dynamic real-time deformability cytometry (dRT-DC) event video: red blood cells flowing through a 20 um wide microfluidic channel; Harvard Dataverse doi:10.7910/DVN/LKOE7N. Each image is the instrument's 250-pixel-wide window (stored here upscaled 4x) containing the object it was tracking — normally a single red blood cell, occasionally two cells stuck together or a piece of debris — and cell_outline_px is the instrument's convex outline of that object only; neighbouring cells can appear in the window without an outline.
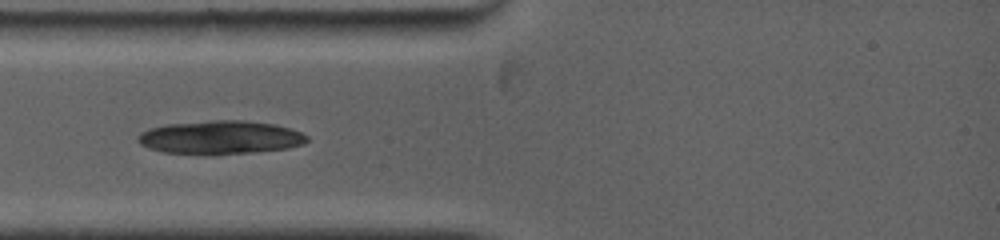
{"species": "common noctule bat (a hibernating species)", "species_latin": "Nyctalus noctula", "temperature_condition": "warm", "stored_images_in_passage": 8, "camera_frame_rate_fps": 5000, "um_per_image_px": 0.085, "animal": {"sex": "female", "body_mass_g": 19.0, "forearm_length_mm": 53.3}, "frame": {"image": 1, "passage_image": 1, "time_ms": 0.0, "image_size_px": [1000, 240], "cell_outline_px": [[308, 140], [304, 144], [288, 148], [256, 152], [204, 156], [164, 152], [148, 148], [140, 144], [136, 140], [136, 136], [140, 132], [148, 128], [168, 124], [216, 120], [244, 120], [276, 124], [300, 132], [308, 136]], "centroid_in_image_um": [18.69, 11.7], "position_along_channel_um": 66.3, "area_um2": 33.58}}
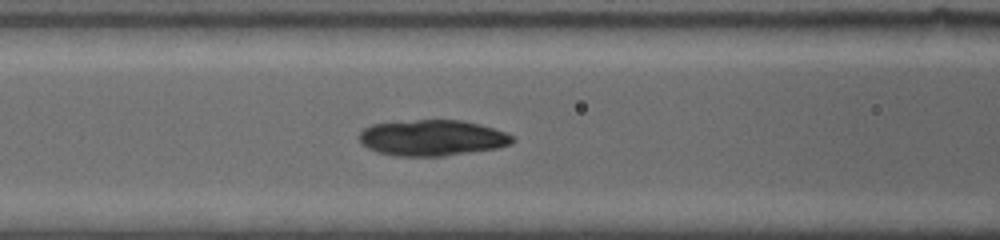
{"frame": {"image": 2, "passage_image": 5, "time_ms": 1.6, "image_size_px": [1000, 240], "cell_outline_px": [[516, 140], [512, 144], [496, 148], [444, 156], [396, 156], [376, 152], [360, 144], [360, 132], [364, 128], [372, 124], [416, 120], [464, 120], [480, 124], [504, 132], [512, 136]], "centroid_in_image_um": [36.73, 11.72], "position_along_channel_um": 129.9, "area_um2": 32.08}}
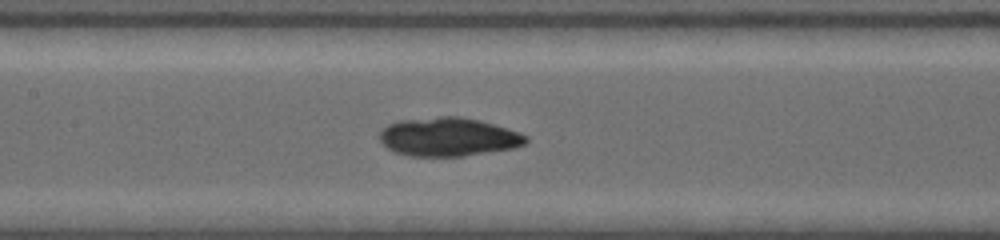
{"frame": {"image": 3, "passage_image": 8, "time_ms": 2.6, "image_size_px": [1000, 240], "cell_outline_px": [[528, 140], [524, 144], [516, 148], [464, 156], [408, 156], [396, 152], [388, 148], [380, 140], [380, 128], [388, 124], [400, 120], [440, 116], [460, 116], [480, 120], [520, 132], [528, 136]], "centroid_in_image_um": [38.12, 11.63], "position_along_channel_um": 169.3, "area_um2": 33.18}}